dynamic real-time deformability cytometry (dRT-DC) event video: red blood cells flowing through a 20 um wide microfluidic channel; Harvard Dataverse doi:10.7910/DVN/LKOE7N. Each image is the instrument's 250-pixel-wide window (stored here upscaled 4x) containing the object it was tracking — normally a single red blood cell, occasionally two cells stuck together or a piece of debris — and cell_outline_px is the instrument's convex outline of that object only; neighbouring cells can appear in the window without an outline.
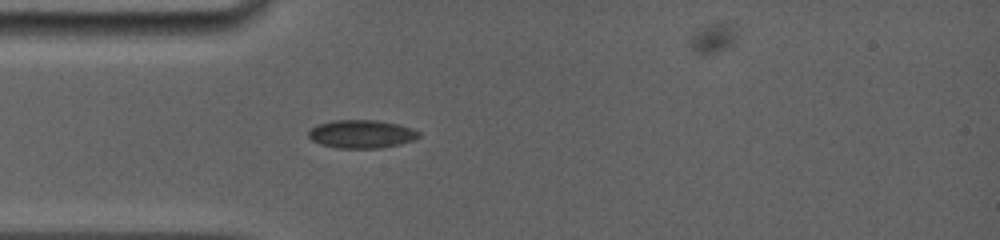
{"species": "common noctule bat (a hibernating species)", "species_latin": "Nyctalus noctula", "temperature_condition": "room temperature", "stored_images_in_passage": 60, "camera_frame_rate_fps": 5000, "um_per_image_px": 0.085, "animal": {"sex": "female", "body_mass_g": 19.0, "forearm_length_mm": 56.7}, "frame": {"image": 1, "passage_image": 1, "time_ms": 0.0, "image_size_px": [1000, 240], "cell_outline_px": [[420, 136], [412, 140], [400, 144], [380, 148], [336, 148], [320, 144], [312, 140], [308, 136], [308, 132], [316, 124], [332, 120], [376, 120], [396, 124], [412, 128], [420, 132]], "centroid_in_image_um": [30.7, 11.39], "position_along_channel_um": 54.3, "area_um2": 18.15}}
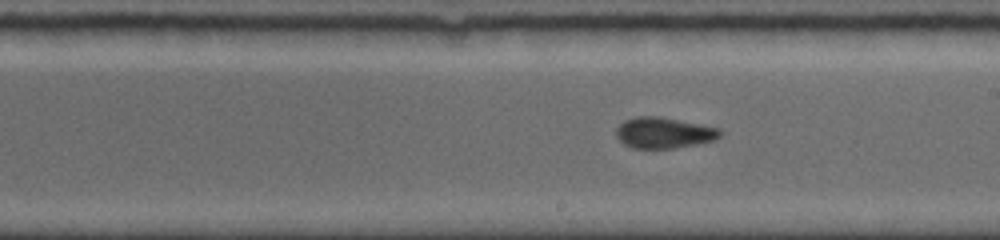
{"frame": {"image": 2, "passage_image": 21, "time_ms": 4.6, "image_size_px": [1000, 240], "cell_outline_px": [[724, 132], [716, 140], [696, 144], [672, 148], [632, 148], [624, 144], [616, 136], [616, 128], [624, 120], [636, 116], [660, 116], [720, 128]], "centroid_in_image_um": [56.44, 11.28], "position_along_channel_um": 232.6, "area_um2": 18.84}}
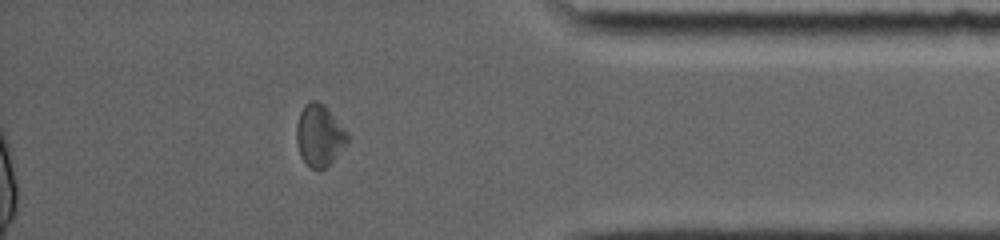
{"frame": {"image": 3, "passage_image": 51, "time_ms": 9.4, "image_size_px": [1000, 240], "cell_outline_px": [[348, 140], [332, 160], [324, 168], [312, 168], [300, 156], [296, 140], [296, 124], [300, 112], [304, 104], [308, 100], [316, 100], [324, 104], [328, 108], [348, 132]], "centroid_in_image_um": [27.12, 11.44], "position_along_channel_um": 408.1, "area_um2": 18.15}, "authors_computed_cell_mechanics": {"area_um2": 18.207, "velocity_mm_per_s": 3.9462, "shape_relaxation_time_tau1_ms": null, "shape_relaxation_time_tau2_ms": 2.5678, "deformation_change_tau1": null, "deformation_change_tau2": 0.0646}}